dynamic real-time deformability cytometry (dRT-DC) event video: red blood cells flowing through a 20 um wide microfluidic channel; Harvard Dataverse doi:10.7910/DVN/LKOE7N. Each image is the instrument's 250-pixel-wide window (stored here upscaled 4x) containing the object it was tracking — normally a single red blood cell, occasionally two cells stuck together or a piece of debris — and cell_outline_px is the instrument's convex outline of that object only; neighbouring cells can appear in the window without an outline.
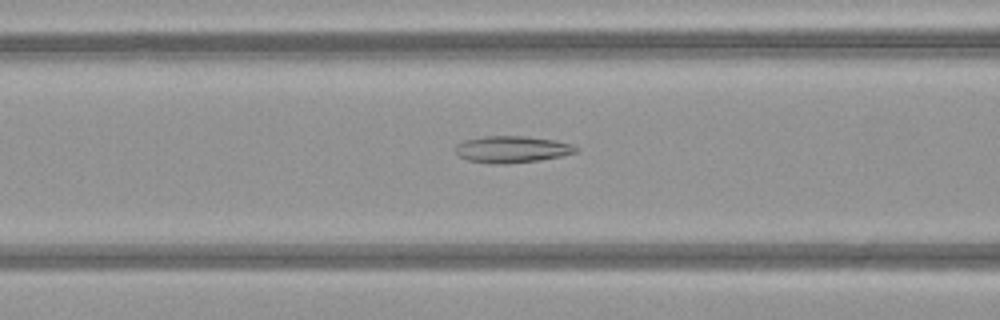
{"species": "common noctule bat (a hibernating species)", "species_latin": "Nyctalus noctula", "temperature_condition": "warm", "stored_images_in_passage": 45, "camera_frame_rate_fps": 3000, "um_per_image_px": 0.085, "animal": {"sex": "female", "body_mass_g": 21.9}, "frame": {"image": 1, "passage_image": 15, "time_ms": 4.667, "image_size_px": [1000, 320], "cell_outline_px": [[580, 148], [576, 152], [560, 156], [540, 160], [508, 164], [496, 164], [468, 160], [460, 156], [452, 148], [456, 144], [464, 140], [484, 136], [524, 136], [556, 140], [572, 144]], "centroid_in_image_um": [43.51, 12.69], "position_along_channel_um": 123.1, "area_um2": 18.9}}
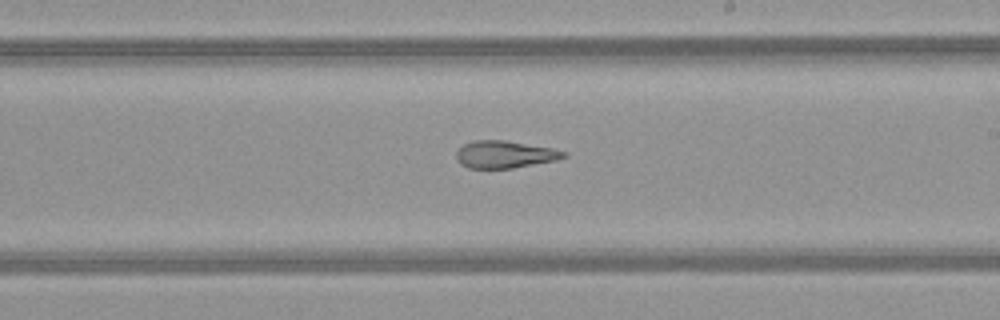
{"frame": {"image": 2, "passage_image": 24, "time_ms": 7.667, "image_size_px": [1000, 320], "cell_outline_px": [[568, 156], [556, 160], [512, 168], [468, 168], [460, 164], [456, 160], [456, 152], [464, 144], [472, 140], [504, 140], [552, 148], [568, 152]], "centroid_in_image_um": [42.9, 13.12], "position_along_channel_um": 246.1, "area_um2": 17.11}}
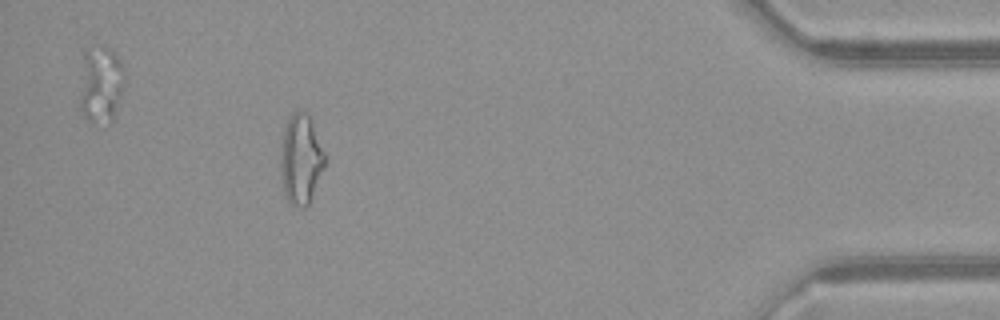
{"frame": {"image": 3, "passage_image": 40, "time_ms": 13.0, "image_size_px": [1000, 320], "cell_outline_px": [[324, 168], [312, 196], [308, 204], [304, 208], [300, 208], [292, 204], [288, 200], [284, 192], [280, 168], [280, 152], [284, 128], [288, 116], [296, 108], [300, 108], [308, 116], [312, 124], [324, 152]], "centroid_in_image_um": [25.54, 13.51], "position_along_channel_um": 409.7, "area_um2": 23.06}, "authors_computed_cell_mechanics": {"area_um2": 20.23, "velocity_mm_per_s": 4.0875, "shape_relaxation_time_tau1_ms": 9.1521, "shape_relaxation_time_tau2_ms": 3.4518, "deformation_change_tau1": 0.2368, "deformation_change_tau2": 0.1423}}